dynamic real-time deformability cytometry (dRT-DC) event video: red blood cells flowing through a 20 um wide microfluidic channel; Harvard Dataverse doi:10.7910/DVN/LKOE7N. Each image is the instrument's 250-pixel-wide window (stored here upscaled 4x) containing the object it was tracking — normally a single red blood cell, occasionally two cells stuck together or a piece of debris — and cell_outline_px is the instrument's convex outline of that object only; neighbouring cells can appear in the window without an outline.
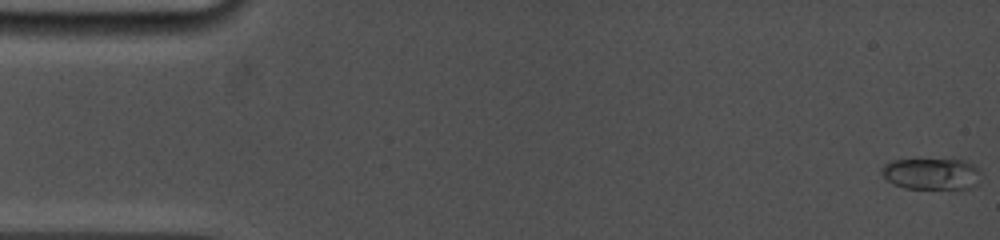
{"species": "common noctule bat (a hibernating species)", "species_latin": "Nyctalus noctula", "temperature_condition": "cold", "stored_images_in_passage": 12, "camera_frame_rate_fps": 5000, "um_per_image_px": 0.085, "animal": {"sex": "female", "body_mass_g": 19.0, "forearm_length_mm": 53.3}, "frame": {"image": 1, "passage_image": 1, "time_ms": 0.0, "image_size_px": [1000, 240], "cell_outline_px": [[980, 172], [976, 188], [904, 188], [892, 184], [884, 176], [884, 164], [892, 160], [964, 160], [980, 168]], "centroid_in_image_um": [79.23, 14.78], "position_along_channel_um": 5.8, "area_um2": 17.98}}
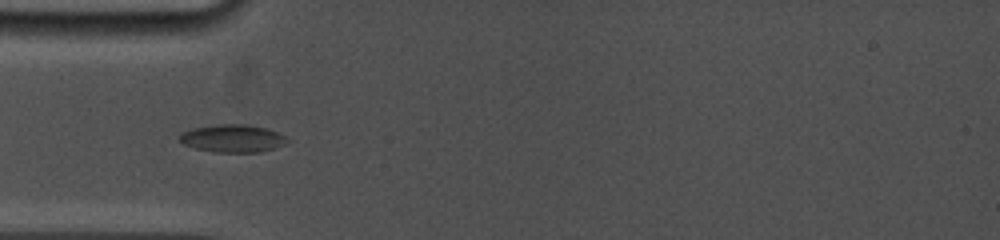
{"frame": {"image": 2, "passage_image": 11, "time_ms": 5.0, "image_size_px": [1000, 240], "cell_outline_px": [[292, 140], [284, 144], [260, 152], [216, 152], [196, 148], [184, 144], [180, 140], [180, 136], [184, 132], [192, 128], [220, 124], [244, 124], [264, 128], [276, 132]], "centroid_in_image_um": [19.79, 11.76], "position_along_channel_um": 65.2, "area_um2": 17.05}}
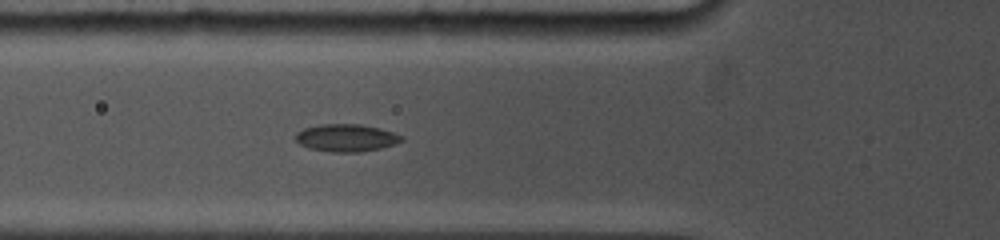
{"frame": {"image": 3, "passage_image": 12, "time_ms": 5.8, "image_size_px": [1000, 240], "cell_outline_px": [[404, 140], [396, 144], [380, 148], [360, 152], [328, 152], [308, 148], [300, 144], [296, 140], [296, 132], [304, 128], [320, 124], [360, 124], [380, 128], [404, 136]], "centroid_in_image_um": [29.44, 11.72], "position_along_channel_um": 96.4, "area_um2": 17.11}}